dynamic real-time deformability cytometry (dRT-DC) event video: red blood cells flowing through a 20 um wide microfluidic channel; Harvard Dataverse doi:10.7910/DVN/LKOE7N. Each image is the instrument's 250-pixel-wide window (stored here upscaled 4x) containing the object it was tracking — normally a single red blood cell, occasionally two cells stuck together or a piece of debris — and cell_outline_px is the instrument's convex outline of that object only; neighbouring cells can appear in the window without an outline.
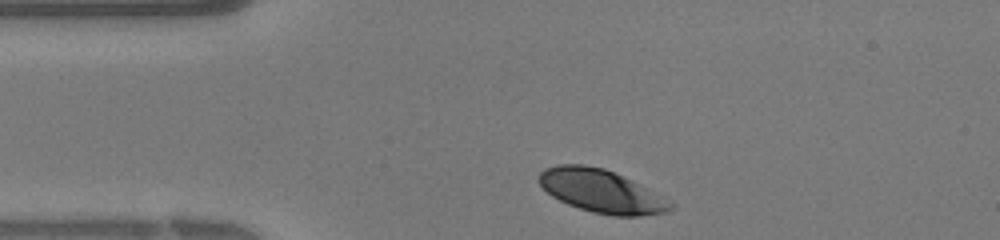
{"species": "human", "species_latin": "Homo sapiens", "temperature_condition": "warm", "stored_images_in_passage": 24, "camera_frame_rate_fps": 3000, "um_per_image_px": 0.085, "donor": {"sex": "female"}, "frame": {"image": 1, "passage_image": 1, "time_ms": 0.0, "image_size_px": [1000, 240], "cell_outline_px": [[672, 208], [664, 212], [640, 216], [612, 216], [592, 212], [568, 204], [552, 196], [536, 180], [536, 176], [544, 168], [556, 164], [584, 164], [604, 168], [640, 184], [672, 204]], "centroid_in_image_um": [51.02, 16.23], "position_along_channel_um": 34.0, "area_um2": 32.66}}
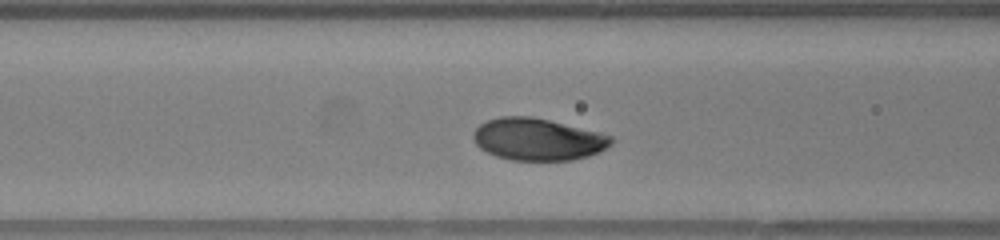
{"frame": {"image": 2, "passage_image": 8, "time_ms": 2.333, "image_size_px": [1000, 240], "cell_outline_px": [[612, 144], [588, 156], [572, 160], [512, 160], [496, 156], [480, 148], [476, 144], [472, 136], [472, 132], [480, 124], [488, 120], [500, 116], [532, 116], [600, 132], [612, 136]], "centroid_in_image_um": [45.69, 11.83], "position_along_channel_um": 120.9, "area_um2": 33.7}}
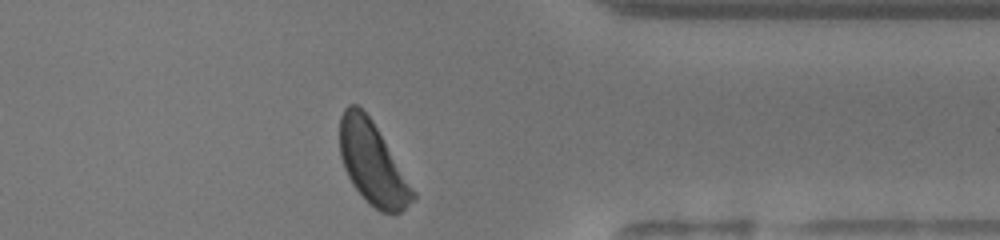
{"frame": {"image": 3, "passage_image": 24, "time_ms": 7.667, "image_size_px": [1000, 240], "cell_outline_px": [[416, 196], [400, 212], [380, 212], [368, 204], [352, 184], [344, 168], [340, 156], [340, 116], [344, 108], [348, 104], [356, 104], [372, 120], [416, 192]], "centroid_in_image_um": [31.64, 13.88], "position_along_channel_um": 379.8, "area_um2": 34.68}}